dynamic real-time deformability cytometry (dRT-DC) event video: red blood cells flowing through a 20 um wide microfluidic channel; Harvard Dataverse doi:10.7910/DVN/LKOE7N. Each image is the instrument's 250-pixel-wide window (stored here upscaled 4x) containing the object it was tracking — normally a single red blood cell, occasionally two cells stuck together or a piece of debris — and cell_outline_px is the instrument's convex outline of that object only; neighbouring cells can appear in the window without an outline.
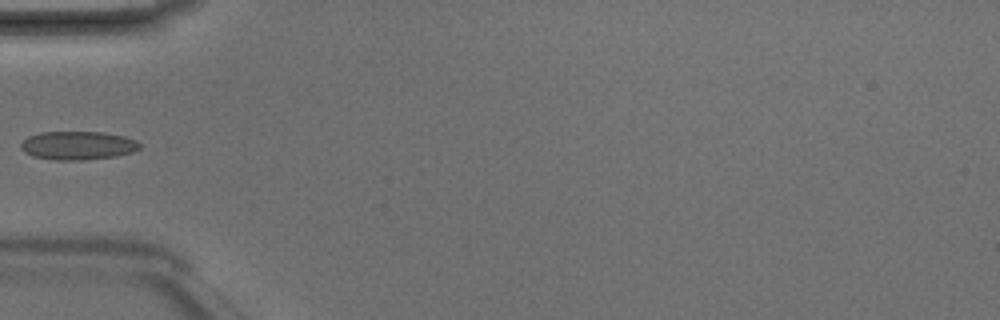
{"species": "Egyptian fruit bat (a non-hibernating species)", "species_latin": "Rousettus aegyptiacus", "temperature_condition": "room temperature", "stored_images_in_passage": 4, "camera_frame_rate_fps": 3000, "um_per_image_px": 0.085, "animal": {"sex": "male"}, "frame": {"image": 1, "passage_image": 4, "time_ms": 1.0, "image_size_px": [1000, 320], "cell_outline_px": [[140, 148], [132, 152], [116, 156], [80, 160], [52, 160], [32, 156], [24, 152], [20, 148], [20, 144], [28, 136], [40, 132], [104, 132], [124, 136], [136, 140], [140, 144]], "centroid_in_image_um": [6.59, 12.36], "position_along_channel_um": 78.4, "area_um2": 19.83}}